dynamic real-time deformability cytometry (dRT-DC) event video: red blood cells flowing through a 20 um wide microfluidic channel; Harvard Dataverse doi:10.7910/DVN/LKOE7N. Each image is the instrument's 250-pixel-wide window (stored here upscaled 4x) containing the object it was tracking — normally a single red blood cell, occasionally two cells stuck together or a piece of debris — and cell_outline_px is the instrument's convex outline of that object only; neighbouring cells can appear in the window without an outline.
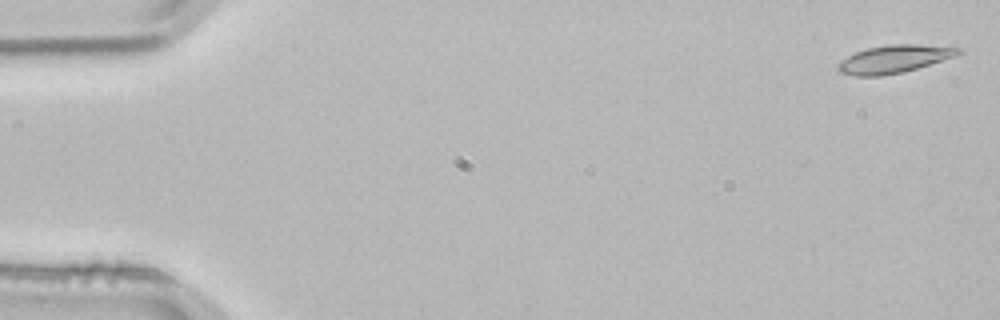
{"species": "common noctule bat (a hibernating species)", "species_latin": "Nyctalus noctula", "temperature_condition": "room temperature", "stored_images_in_passage": 4, "camera_frame_rate_fps": 3000, "um_per_image_px": 0.085, "animal": {"sex": "male", "body_mass_g": 21.5, "forearm_length_mm": 52.0}, "frame": {"image": 1, "passage_image": 1, "time_ms": 0.0, "image_size_px": [1000, 320], "cell_outline_px": [[964, 52], [904, 72], [880, 76], [856, 76], [840, 72], [836, 68], [836, 64], [840, 60], [856, 52], [868, 48], [888, 44], [920, 44], [960, 48]], "centroid_in_image_um": [75.93, 5.02], "position_along_channel_um": 9.1, "area_um2": 19.31}}
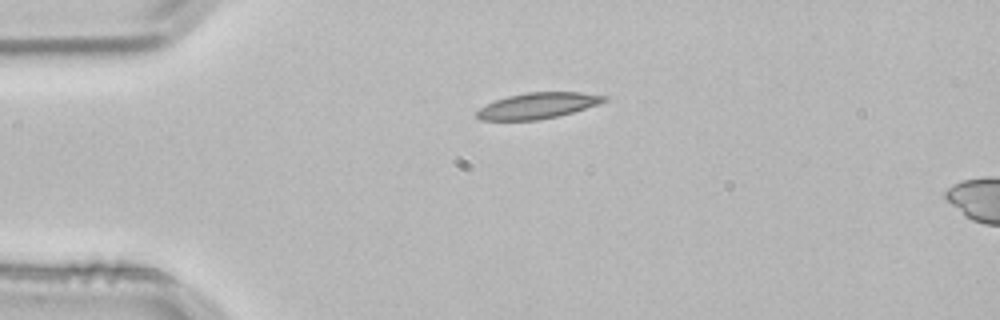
{"frame": {"image": 2, "passage_image": 3, "time_ms": 0.667, "image_size_px": [1000, 320], "cell_outline_px": [[608, 100], [600, 104], [572, 112], [556, 116], [536, 120], [480, 120], [476, 116], [476, 112], [480, 108], [496, 100], [508, 96], [528, 92], [580, 92], [608, 96]], "centroid_in_image_um": [45.74, 8.97], "position_along_channel_um": 39.3, "area_um2": 19.07}}